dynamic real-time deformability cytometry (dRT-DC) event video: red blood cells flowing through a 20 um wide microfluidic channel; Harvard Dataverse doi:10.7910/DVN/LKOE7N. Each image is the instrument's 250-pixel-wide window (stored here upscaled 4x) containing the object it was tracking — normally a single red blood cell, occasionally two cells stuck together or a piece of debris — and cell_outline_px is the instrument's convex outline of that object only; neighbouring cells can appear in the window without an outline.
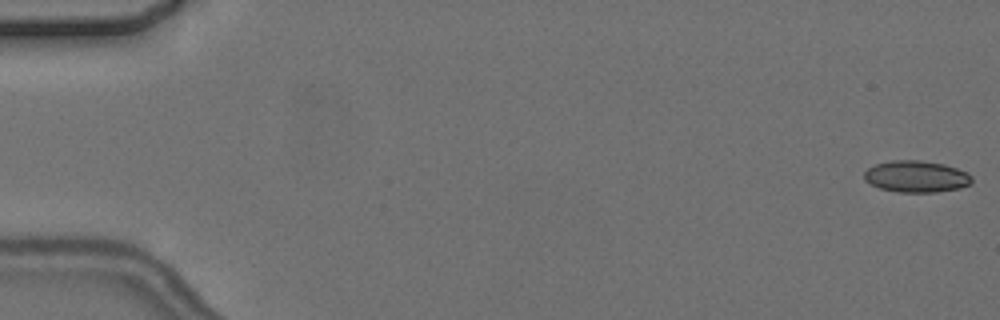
{"species": "common noctule bat (a hibernating species)", "species_latin": "Nyctalus noctula", "temperature_condition": "cold", "stored_images_in_passage": 6, "camera_frame_rate_fps": 3000, "um_per_image_px": 0.085, "animal": {"sex": "female", "body_mass_g": 24.6, "forearm_length_mm": 56.2}, "frame": {"image": 1, "passage_image": 1, "time_ms": 0.0, "image_size_px": [1000, 320], "cell_outline_px": [[972, 184], [960, 188], [936, 192], [896, 192], [880, 188], [864, 180], [864, 172], [868, 168], [876, 164], [892, 160], [920, 160], [944, 164], [956, 168], [972, 176]], "centroid_in_image_um": [77.88, 15.0], "position_along_channel_um": 7.1, "area_um2": 19.83}}